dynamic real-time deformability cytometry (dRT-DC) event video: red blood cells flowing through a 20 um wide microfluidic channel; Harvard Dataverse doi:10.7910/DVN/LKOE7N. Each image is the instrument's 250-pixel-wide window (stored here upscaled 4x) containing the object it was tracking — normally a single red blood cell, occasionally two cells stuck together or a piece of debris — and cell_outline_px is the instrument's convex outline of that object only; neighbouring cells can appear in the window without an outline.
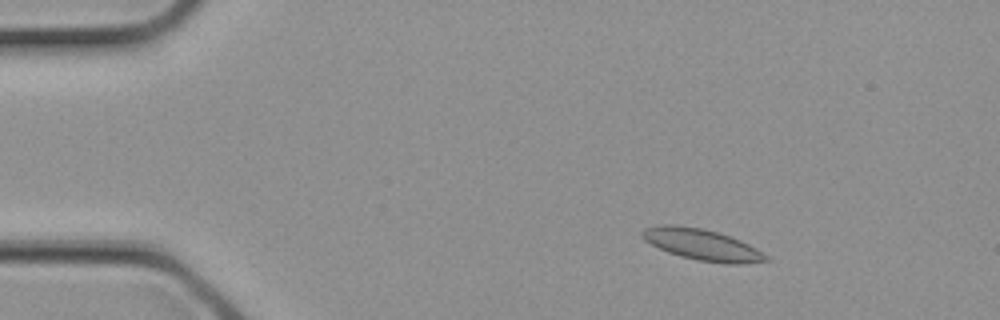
{"species": "common noctule bat (a hibernating species)", "species_latin": "Nyctalus noctula", "temperature_condition": "cold", "stored_images_in_passage": 3, "camera_frame_rate_fps": 3000, "um_per_image_px": 0.085, "animal": {"sex": "female", "body_mass_g": 21.9}, "frame": {"image": 1, "passage_image": 2, "time_ms": 0.333, "image_size_px": [1000, 320], "cell_outline_px": [[772, 260], [744, 264], [724, 264], [696, 260], [680, 256], [668, 252], [644, 240], [640, 236], [640, 232], [644, 228], [660, 224], [676, 224], [704, 228], [740, 240], [756, 248], [768, 256]], "centroid_in_image_um": [59.66, 20.79], "position_along_channel_um": 25.3, "area_um2": 22.77}}